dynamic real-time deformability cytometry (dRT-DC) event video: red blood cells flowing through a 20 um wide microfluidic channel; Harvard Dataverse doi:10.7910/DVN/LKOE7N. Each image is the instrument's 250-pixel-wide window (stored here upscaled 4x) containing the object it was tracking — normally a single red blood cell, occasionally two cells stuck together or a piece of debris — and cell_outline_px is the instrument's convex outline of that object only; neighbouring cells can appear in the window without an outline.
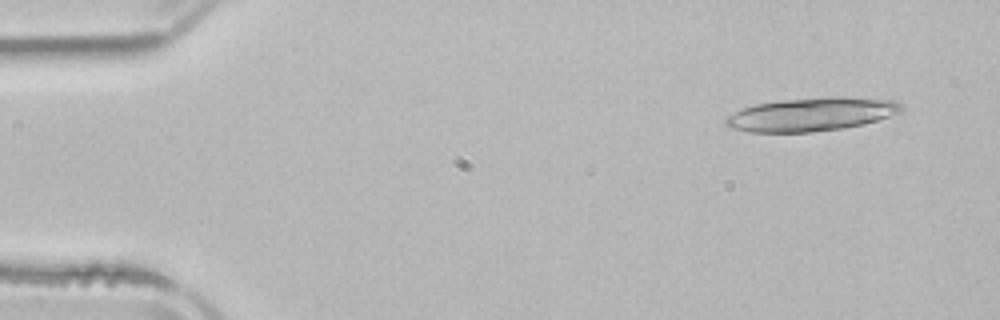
{"species": "common noctule bat (a hibernating species)", "species_latin": "Nyctalus noctula", "temperature_condition": "room temperature", "stored_images_in_passage": 4, "camera_frame_rate_fps": 3000, "um_per_image_px": 0.085, "animal": {"sex": "male", "body_mass_g": 21.5, "forearm_length_mm": 52.0}, "frame": {"image": 1, "passage_image": 1, "time_ms": 0.0, "image_size_px": [1000, 320], "cell_outline_px": [[904, 112], [864, 124], [844, 128], [812, 132], [748, 132], [728, 128], [724, 124], [724, 120], [728, 116], [740, 108], [756, 104], [780, 100], [820, 96], [840, 96], [896, 100], [904, 104]], "centroid_in_image_um": [69.0, 9.7], "position_along_channel_um": 16.0, "area_um2": 35.03}}